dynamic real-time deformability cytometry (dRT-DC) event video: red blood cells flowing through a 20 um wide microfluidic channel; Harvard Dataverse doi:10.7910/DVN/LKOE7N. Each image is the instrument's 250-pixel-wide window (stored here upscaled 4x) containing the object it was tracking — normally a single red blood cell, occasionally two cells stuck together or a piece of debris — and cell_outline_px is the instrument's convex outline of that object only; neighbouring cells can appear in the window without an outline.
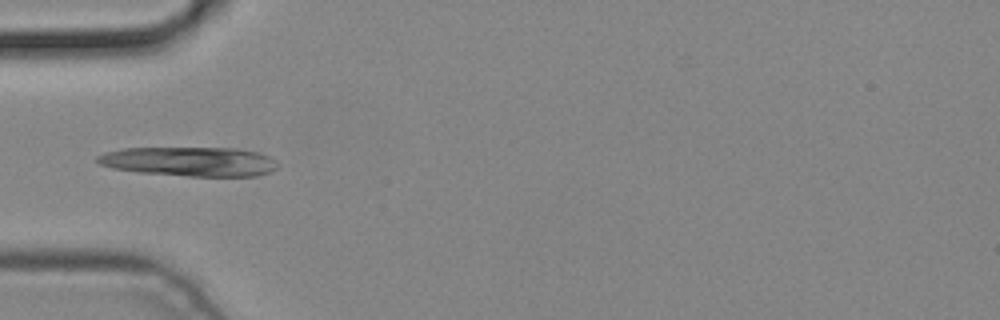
{"species": "common noctule bat (a hibernating species)", "species_latin": "Nyctalus noctula", "temperature_condition": "cold", "stored_images_in_passage": 4, "camera_frame_rate_fps": 3000, "um_per_image_px": 0.085, "animal": {"sex": "male", "body_mass_g": 19.2, "forearm_length_mm": 51.8}, "frame": {"image": 1, "passage_image": 4, "time_ms": 1.0, "image_size_px": [1000, 320], "cell_outline_px": [[276, 168], [272, 172], [256, 176], [188, 176], [140, 172], [112, 168], [100, 164], [96, 160], [96, 156], [104, 152], [124, 148], [236, 148], [260, 152], [276, 160]], "centroid_in_image_um": [16.14, 13.72], "position_along_channel_um": 68.9, "area_um2": 30.92}}